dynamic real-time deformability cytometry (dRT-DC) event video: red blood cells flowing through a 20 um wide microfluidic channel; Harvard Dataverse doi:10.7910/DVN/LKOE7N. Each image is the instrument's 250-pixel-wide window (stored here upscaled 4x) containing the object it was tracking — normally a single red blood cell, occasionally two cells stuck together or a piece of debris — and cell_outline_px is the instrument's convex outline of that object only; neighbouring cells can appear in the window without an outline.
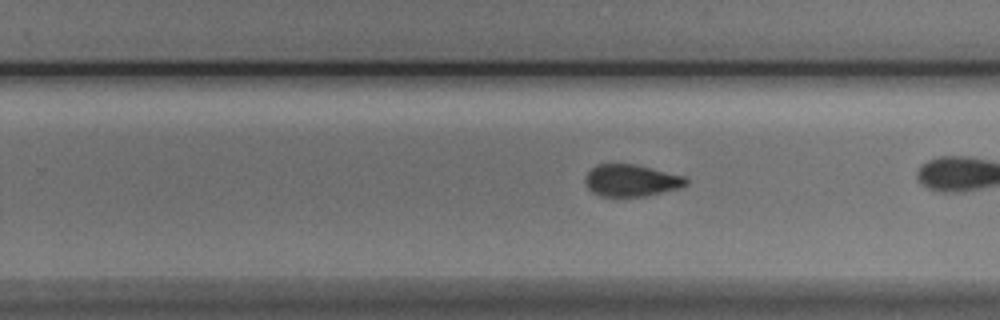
{"species": "Egyptian fruit bat (a non-hibernating species)", "species_latin": "Rousettus aegyptiacus", "temperature_condition": "cold", "stored_images_in_passage": 28, "camera_frame_rate_fps": 3000, "um_per_image_px": 0.085, "animal": {"sex": "male"}, "frame": {"image": 1, "passage_image": 20, "time_ms": 6.333, "image_size_px": [1000, 320], "cell_outline_px": [[688, 184], [680, 188], [644, 196], [600, 196], [592, 192], [588, 188], [584, 180], [588, 172], [596, 164], [636, 164], [684, 176], [688, 180]], "centroid_in_image_um": [53.65, 15.33], "position_along_channel_um": 276.1, "area_um2": 18.73}}